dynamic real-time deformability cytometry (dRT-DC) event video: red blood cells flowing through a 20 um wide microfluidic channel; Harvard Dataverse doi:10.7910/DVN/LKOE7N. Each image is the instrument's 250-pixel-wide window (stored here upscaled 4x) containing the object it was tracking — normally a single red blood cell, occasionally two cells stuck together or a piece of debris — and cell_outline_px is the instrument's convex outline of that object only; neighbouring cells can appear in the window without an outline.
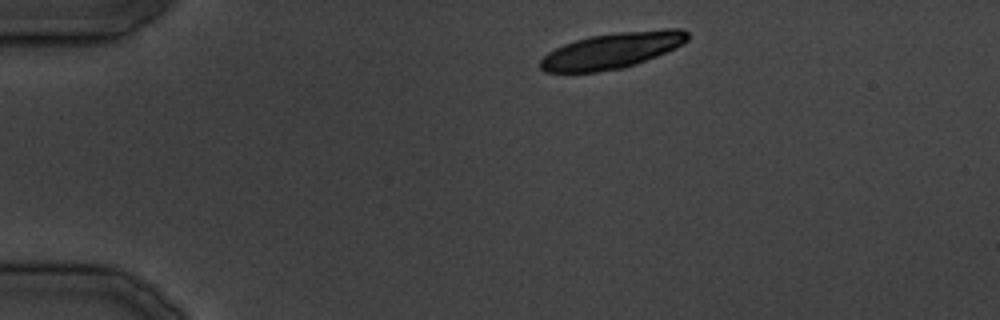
{"species": "common noctule bat (a hibernating species)", "species_latin": "Nyctalus noctula", "temperature_condition": "cold", "stored_images_in_passage": 29, "segment_of_instrument_passage": [1, 2], "camera_frame_rate_fps": 3000, "um_per_image_px": 0.085, "animal": {"sex": "male", "body_mass_g": 19.5, "forearm_length_mm": 54.6}, "frame": {"image": 1, "passage_image": 1, "time_ms": 0.0, "image_size_px": [1000, 320], "cell_outline_px": [[688, 40], [684, 44], [676, 48], [636, 64], [624, 68], [596, 72], [544, 72], [540, 68], [540, 60], [548, 52], [564, 44], [588, 36], [616, 32], [668, 28], [680, 28], [688, 32]], "centroid_in_image_um": [52.05, 4.29], "position_along_channel_um": 33.0, "area_um2": 30.98}}